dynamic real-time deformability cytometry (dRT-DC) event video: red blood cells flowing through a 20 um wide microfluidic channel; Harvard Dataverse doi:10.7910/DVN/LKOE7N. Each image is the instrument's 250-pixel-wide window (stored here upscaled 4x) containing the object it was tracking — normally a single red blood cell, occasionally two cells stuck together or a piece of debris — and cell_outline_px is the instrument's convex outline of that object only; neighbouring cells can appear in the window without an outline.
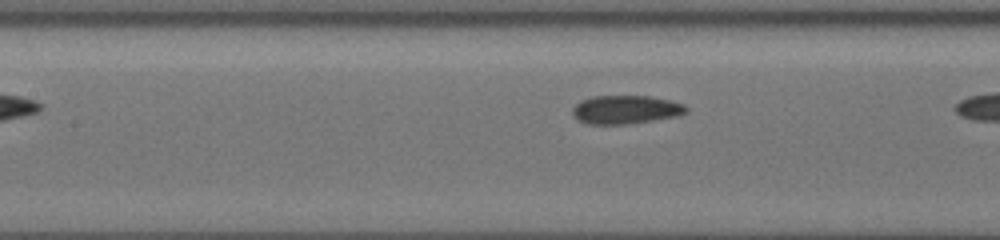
{"species": "common noctule bat (a hibernating species)", "species_latin": "Nyctalus noctula", "temperature_condition": "cold", "stored_images_in_passage": 10, "camera_frame_rate_fps": 3000, "um_per_image_px": 0.085, "animal": {"sex": "female", "body_mass_g": 19.5, "forearm_length_mm": 54.1}, "frame": {"image": 1, "passage_image": 5, "time_ms": 1.333, "image_size_px": [1000, 240], "cell_outline_px": [[688, 112], [680, 116], [628, 124], [588, 124], [572, 116], [572, 108], [580, 100], [592, 96], [648, 96], [672, 100], [684, 104], [688, 108]], "centroid_in_image_um": [53.21, 9.31], "position_along_channel_um": 154.2, "area_um2": 19.13}}
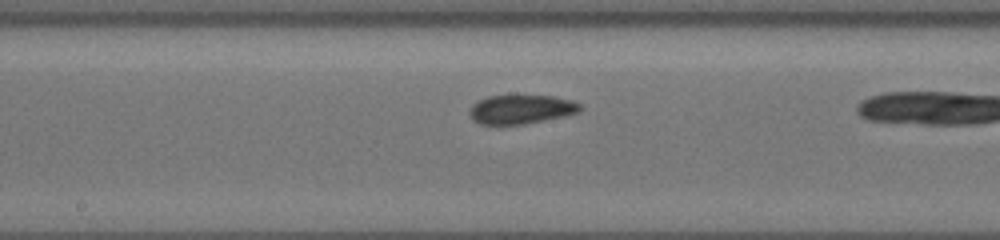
{"frame": {"image": 2, "passage_image": 9, "time_ms": 2.667, "image_size_px": [1000, 240], "cell_outline_px": [[580, 112], [564, 116], [524, 124], [480, 124], [472, 120], [468, 112], [472, 104], [488, 96], [556, 96], [572, 100], [580, 104]], "centroid_in_image_um": [44.28, 9.29], "position_along_channel_um": 203.9, "area_um2": 18.61}}